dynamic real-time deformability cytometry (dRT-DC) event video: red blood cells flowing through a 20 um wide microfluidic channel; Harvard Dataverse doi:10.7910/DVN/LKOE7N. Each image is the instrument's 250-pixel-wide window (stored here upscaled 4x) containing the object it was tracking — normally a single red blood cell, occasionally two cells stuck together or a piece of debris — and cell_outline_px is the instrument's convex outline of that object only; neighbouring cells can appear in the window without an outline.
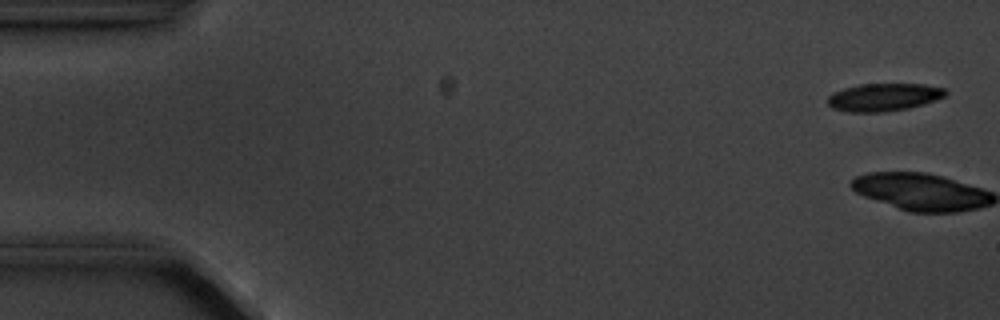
{"species": "common noctule bat (a hibernating species)", "species_latin": "Nyctalus noctula", "temperature_condition": "cold", "stored_images_in_passage": 6, "segment_of_instrument_passage": [2, 2], "camera_frame_rate_fps": 3000, "um_per_image_px": 0.085, "animal": {"sex": "male", "body_mass_g": 20.1, "forearm_length_mm": 53.5}, "frame": {"image": 1, "passage_image": 6, "time_ms": 6.667, "image_size_px": [1000, 320], "cell_outline_px": [[948, 92], [944, 96], [924, 104], [908, 108], [884, 112], [848, 112], [832, 108], [828, 104], [828, 96], [832, 92], [844, 88], [860, 84], [924, 84], [944, 88]], "centroid_in_image_um": [75.09, 8.26], "position_along_channel_um": 9.9, "area_um2": 19.07}}